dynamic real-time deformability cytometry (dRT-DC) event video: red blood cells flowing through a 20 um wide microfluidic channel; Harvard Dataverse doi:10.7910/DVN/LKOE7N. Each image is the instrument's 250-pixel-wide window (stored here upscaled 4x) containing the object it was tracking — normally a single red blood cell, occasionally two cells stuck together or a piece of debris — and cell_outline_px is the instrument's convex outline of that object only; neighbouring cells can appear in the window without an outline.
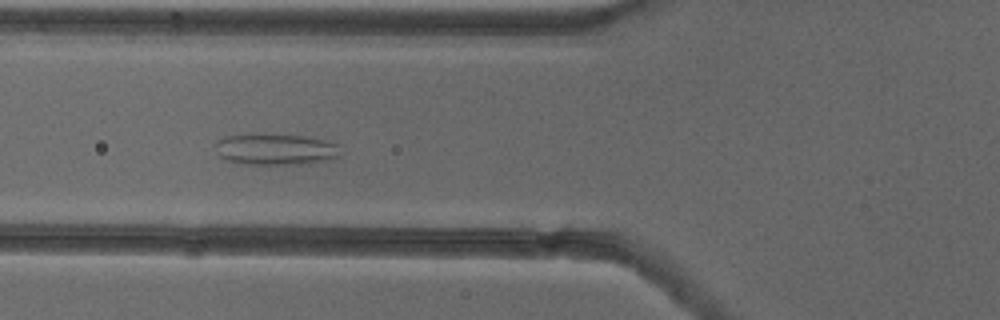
{"species": "common noctule bat (a hibernating species)", "species_latin": "Nyctalus noctula", "temperature_condition": "cold", "stored_images_in_passage": 46, "camera_frame_rate_fps": 3000, "um_per_image_px": 0.085, "animal": {"sex": "female"}, "frame": {"image": 1, "passage_image": 13, "time_ms": 4.0, "image_size_px": [1000, 320], "cell_outline_px": [[340, 156], [332, 160], [308, 164], [248, 164], [228, 160], [220, 156], [216, 144], [216, 140], [224, 136], [304, 136], [324, 140], [340, 144]], "centroid_in_image_um": [23.54, 12.73], "position_along_channel_um": 102.3, "area_um2": 22.25}}
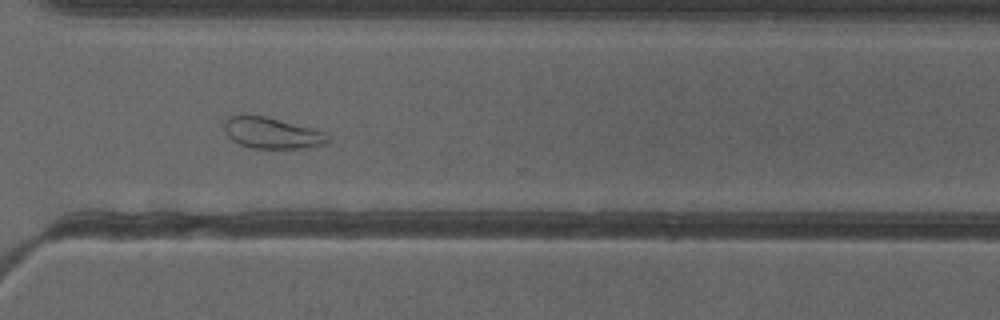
{"frame": {"image": 2, "passage_image": 32, "time_ms": 10.333, "image_size_px": [1000, 320], "cell_outline_px": [[332, 140], [328, 144], [316, 148], [248, 148], [232, 140], [224, 132], [224, 120], [228, 116], [264, 116], [316, 128], [332, 136]], "centroid_in_image_um": [23.22, 11.33], "position_along_channel_um": 347.4, "area_um2": 19.31}}
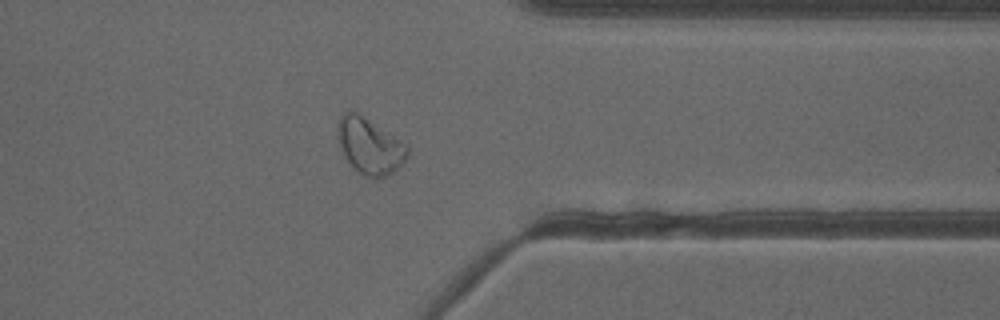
{"frame": {"image": 3, "passage_image": 35, "time_ms": 11.333, "image_size_px": [1000, 320], "cell_outline_px": [[408, 156], [388, 176], [364, 176], [352, 168], [344, 156], [336, 136], [336, 132], [340, 116], [348, 108], [356, 112], [404, 144], [408, 148]], "centroid_in_image_um": [31.34, 12.4], "position_along_channel_um": 380.1, "area_um2": 22.2}, "authors_computed_cell_mechanics": {"area_um2": 22.9466, "velocity_mm_per_s": 3.8715, "shape_relaxation_time_tau1_ms": null, "shape_relaxation_time_tau2_ms": 1.3275, "deformation_change_tau1": null, "deformation_change_tau2": 0.0837}}